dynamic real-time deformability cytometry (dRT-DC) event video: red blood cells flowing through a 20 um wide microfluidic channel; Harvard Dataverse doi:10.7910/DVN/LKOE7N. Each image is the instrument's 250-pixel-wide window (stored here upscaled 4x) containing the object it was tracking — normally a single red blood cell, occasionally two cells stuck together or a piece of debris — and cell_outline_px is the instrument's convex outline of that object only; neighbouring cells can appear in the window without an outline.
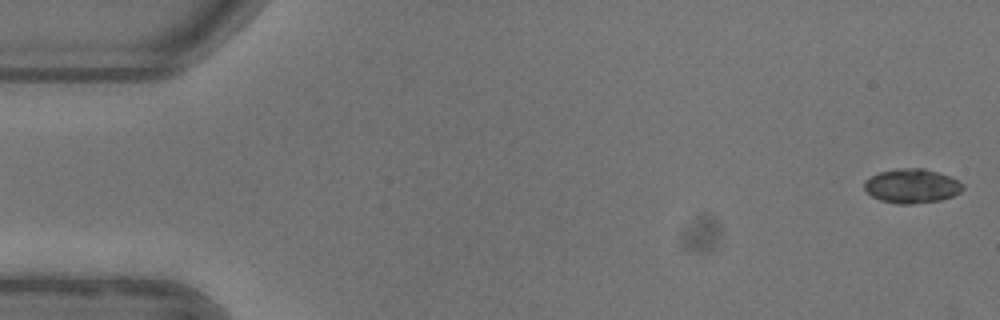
{"species": "common noctule bat (a hibernating species)", "species_latin": "Nyctalus noctula", "temperature_condition": "warm", "stored_images_in_passage": 46, "camera_frame_rate_fps": 3000, "um_per_image_px": 0.085, "animal": {"sex": "female"}, "frame": {"image": 1, "passage_image": 1, "time_ms": 0.0, "image_size_px": [1000, 320], "cell_outline_px": [[964, 188], [960, 192], [952, 196], [940, 200], [912, 204], [896, 204], [880, 200], [872, 196], [864, 188], [864, 184], [872, 176], [880, 172], [896, 168], [924, 168], [948, 176], [964, 184]], "centroid_in_image_um": [77.51, 15.81], "position_along_channel_um": 7.5, "area_um2": 19.48}}
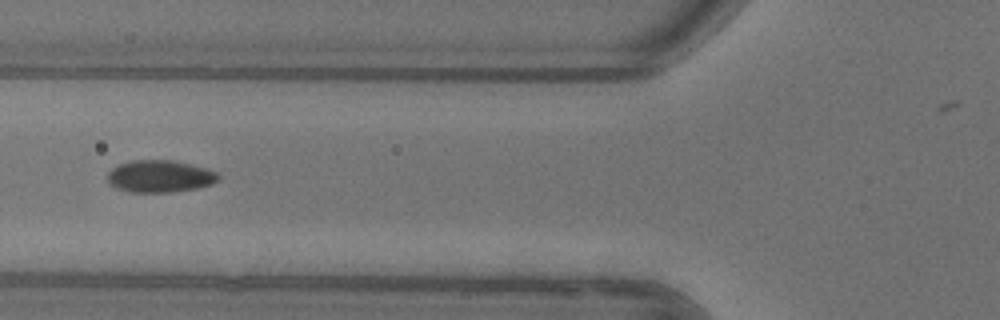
{"frame": {"image": 2, "passage_image": 20, "time_ms": 6.333, "image_size_px": [1000, 320], "cell_outline_px": [[220, 176], [212, 184], [196, 188], [172, 192], [132, 192], [120, 188], [112, 184], [108, 180], [108, 172], [112, 168], [120, 164], [132, 160], [172, 160], [204, 168], [216, 172]], "centroid_in_image_um": [13.59, 14.98], "position_along_channel_um": 112.2, "area_um2": 20.35}}
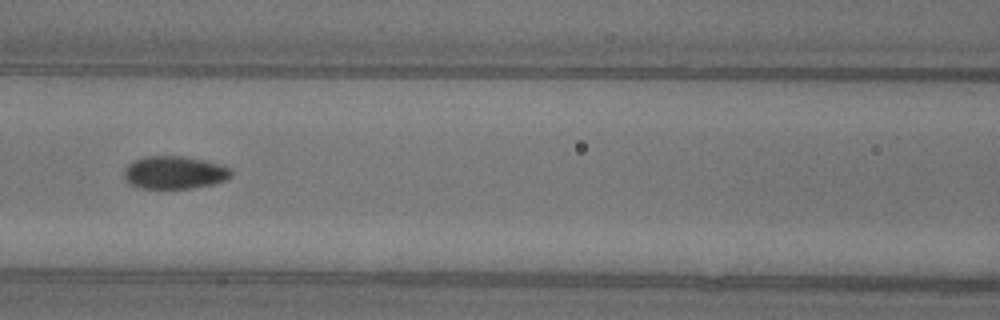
{"frame": {"image": 3, "passage_image": 23, "time_ms": 7.333, "image_size_px": [1000, 320], "cell_outline_px": [[232, 176], [224, 180], [212, 184], [192, 188], [164, 192], [140, 188], [128, 184], [124, 180], [124, 172], [128, 164], [144, 156], [184, 156], [232, 168]], "centroid_in_image_um": [14.76, 14.72], "position_along_channel_um": 151.8, "area_um2": 21.1}}